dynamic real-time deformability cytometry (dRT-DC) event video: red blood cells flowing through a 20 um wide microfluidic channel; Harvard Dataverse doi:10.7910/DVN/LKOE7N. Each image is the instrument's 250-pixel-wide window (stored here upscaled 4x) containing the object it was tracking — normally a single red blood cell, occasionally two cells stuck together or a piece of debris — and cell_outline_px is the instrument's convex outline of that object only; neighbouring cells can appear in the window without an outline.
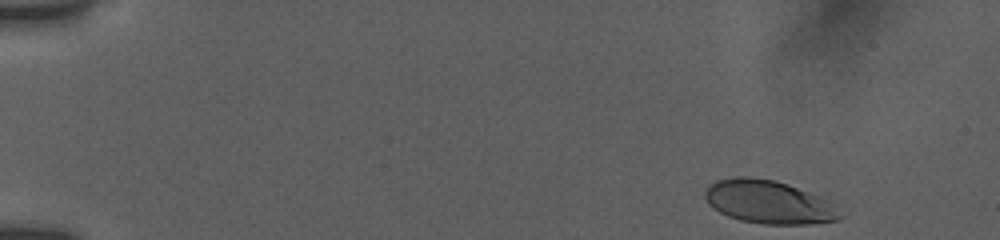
{"species": "human", "species_latin": "Homo sapiens", "temperature_condition": "room temperature", "stored_images_in_passage": 28, "camera_frame_rate_fps": 3000, "um_per_image_px": 0.085, "donor": {"sex": "female"}, "frame": {"image": 1, "passage_image": 1, "time_ms": 0.0, "image_size_px": [1000, 240], "cell_outline_px": [[844, 216], [836, 220], [808, 224], [760, 224], [740, 220], [728, 216], [720, 212], [708, 204], [704, 196], [704, 192], [708, 184], [716, 180], [732, 176], [748, 176], [776, 180], [824, 196]], "centroid_in_image_um": [65.32, 17.15], "position_along_channel_um": 19.7, "area_um2": 34.51}}
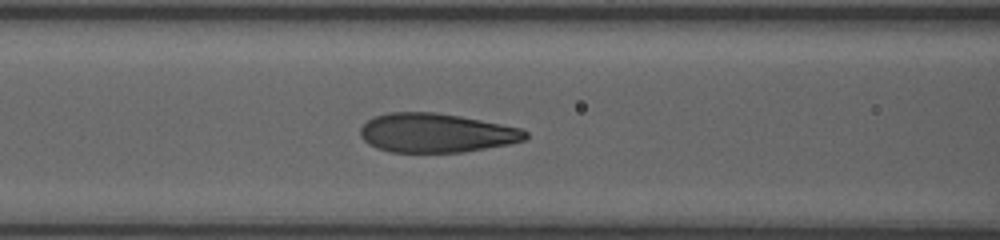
{"frame": {"image": 2, "passage_image": 21, "time_ms": 6.333, "image_size_px": [1000, 240], "cell_outline_px": [[528, 136], [524, 140], [508, 144], [464, 152], [388, 152], [376, 148], [368, 144], [360, 136], [360, 128], [372, 116], [388, 112], [436, 112], [460, 116], [520, 128], [528, 132]], "centroid_in_image_um": [37.03, 11.3], "position_along_channel_um": 129.6, "area_um2": 37.69}}
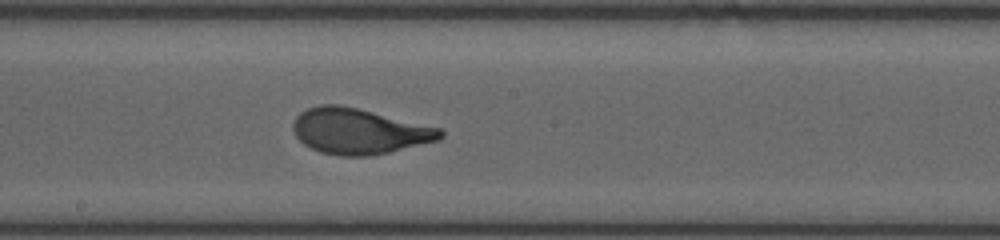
{"frame": {"image": 3, "passage_image": 28, "time_ms": 8.667, "image_size_px": [1000, 240], "cell_outline_px": [[444, 136], [440, 140], [388, 152], [368, 156], [340, 156], [320, 152], [304, 144], [296, 136], [292, 128], [292, 124], [296, 116], [300, 112], [308, 108], [320, 104], [340, 104], [440, 128], [444, 132]], "centroid_in_image_um": [30.5, 11.15], "position_along_channel_um": 217.7, "area_um2": 39.02}}